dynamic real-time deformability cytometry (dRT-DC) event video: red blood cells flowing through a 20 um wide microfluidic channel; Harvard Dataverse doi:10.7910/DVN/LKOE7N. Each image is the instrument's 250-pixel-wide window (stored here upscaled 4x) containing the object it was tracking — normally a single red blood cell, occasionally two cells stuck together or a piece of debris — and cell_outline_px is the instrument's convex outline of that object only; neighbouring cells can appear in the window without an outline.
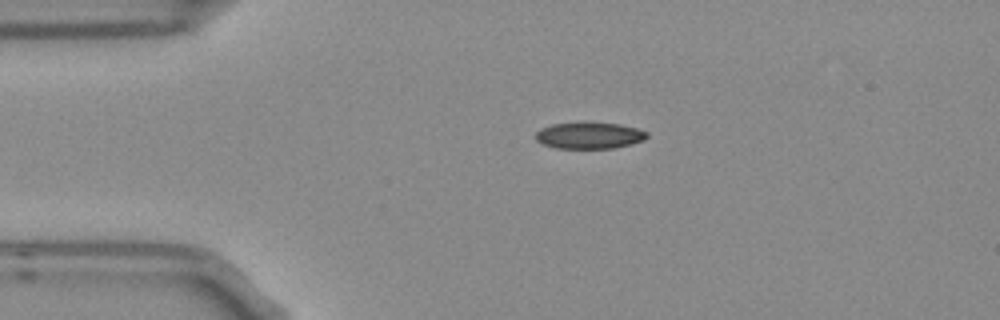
{"species": "Egyptian fruit bat (a non-hibernating species)", "species_latin": "Rousettus aegyptiacus", "temperature_condition": "room temperature", "stored_images_in_passage": 2, "camera_frame_rate_fps": 3000, "um_per_image_px": 0.085, "frame": {"image": 1, "passage_image": 1, "time_ms": 0.0, "image_size_px": [1000, 320], "cell_outline_px": [[648, 136], [644, 140], [632, 144], [612, 148], [556, 148], [544, 144], [536, 140], [536, 132], [540, 128], [552, 124], [620, 124], [636, 128], [648, 132]], "centroid_in_image_um": [50.11, 11.54], "position_along_channel_um": 34.9, "area_um2": 16.7}}